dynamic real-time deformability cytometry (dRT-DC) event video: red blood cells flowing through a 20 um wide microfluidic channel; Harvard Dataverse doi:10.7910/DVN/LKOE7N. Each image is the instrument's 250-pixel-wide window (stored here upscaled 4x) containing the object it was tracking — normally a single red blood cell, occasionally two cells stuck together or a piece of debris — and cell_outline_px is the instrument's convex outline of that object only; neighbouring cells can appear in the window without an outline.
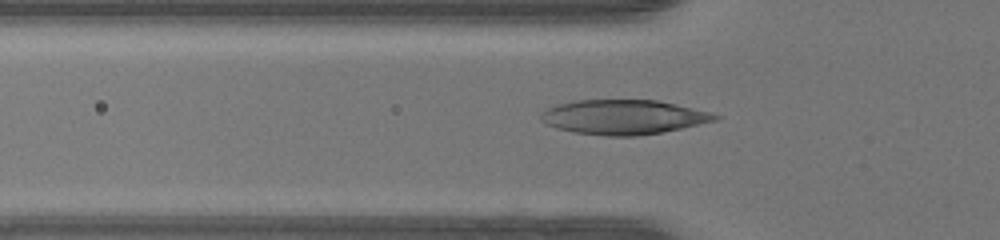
{"species": "human", "species_latin": "Homo sapiens", "temperature_condition": "warm", "stored_images_in_passage": 48, "camera_frame_rate_fps": 3000, "um_per_image_px": 0.085, "donor": {"sex": "female"}, "frame": {"image": 1, "passage_image": 16, "time_ms": 5.0, "image_size_px": [1000, 240], "cell_outline_px": [[720, 116], [716, 120], [680, 128], [660, 132], [636, 136], [604, 136], [572, 132], [556, 128], [540, 120], [540, 112], [556, 104], [572, 100], [656, 100], [676, 104], [712, 112]], "centroid_in_image_um": [52.94, 9.94], "position_along_channel_um": 72.9, "area_um2": 35.08}}
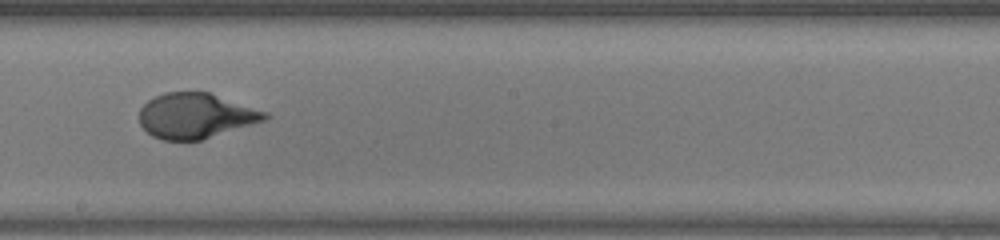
{"frame": {"image": 2, "passage_image": 27, "time_ms": 8.667, "image_size_px": [1000, 240], "cell_outline_px": [[272, 116], [268, 120], [200, 140], [160, 140], [152, 136], [140, 124], [140, 108], [148, 100], [164, 92], [208, 92], [268, 112]], "centroid_in_image_um": [16.66, 9.84], "position_along_channel_um": 231.5, "area_um2": 33.12}}
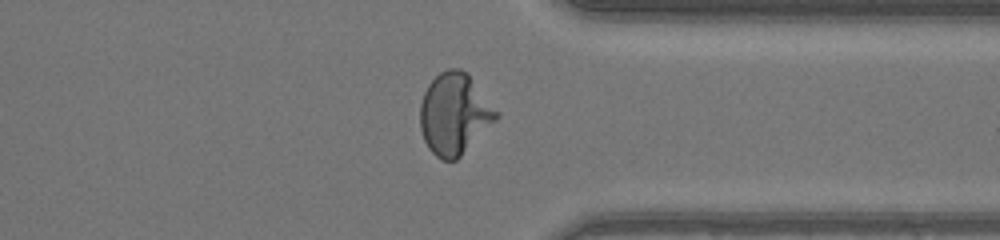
{"frame": {"image": 3, "passage_image": 37, "time_ms": 12.0, "image_size_px": [1000, 240], "cell_outline_px": [[500, 116], [456, 160], [440, 160], [428, 148], [424, 140], [420, 128], [420, 104], [424, 92], [428, 84], [440, 72], [448, 68], [460, 68], [468, 72], [500, 112]], "centroid_in_image_um": [38.64, 9.65], "position_along_channel_um": 372.8, "area_um2": 36.36}, "authors_computed_cell_mechanics": {"area_um2": 34.9112, "velocity_mm_per_s": 4.3325, "shape_relaxation_time_tau1_ms": 4.7645, "shape_relaxation_time_tau2_ms": null, "deformation_change_tau1": 0.2816, "deformation_change_tau2": null}}